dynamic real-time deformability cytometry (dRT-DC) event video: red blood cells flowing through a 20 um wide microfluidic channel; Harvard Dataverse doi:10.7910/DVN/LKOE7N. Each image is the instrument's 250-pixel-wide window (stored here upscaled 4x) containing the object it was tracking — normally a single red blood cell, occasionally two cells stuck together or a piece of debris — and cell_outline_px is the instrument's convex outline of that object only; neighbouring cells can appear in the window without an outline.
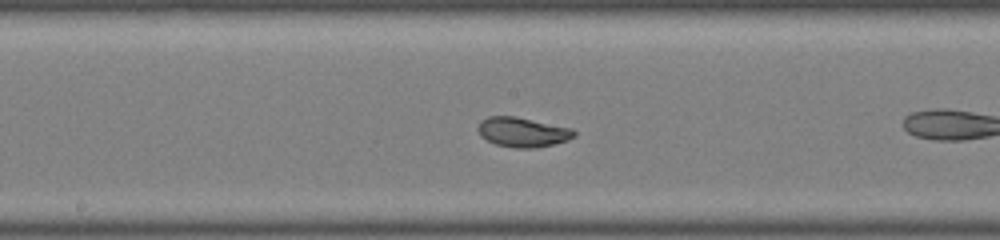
{"species": "common noctule bat (a hibernating species)", "species_latin": "Nyctalus noctula", "temperature_condition": "warm", "stored_images_in_passage": 27, "segment_of_instrument_passage": [1, 2], "camera_frame_rate_fps": 3000, "um_per_image_px": 0.085, "animal": {"sex": "male", "body_mass_g": 19.0, "forearm_length_mm": 50.8}, "frame": {"image": 1, "passage_image": 8, "time_ms": 2.333, "image_size_px": [1000, 240], "cell_outline_px": [[576, 136], [568, 140], [536, 148], [516, 148], [496, 144], [480, 136], [476, 128], [480, 120], [488, 116], [516, 116], [572, 128], [576, 132]], "centroid_in_image_um": [44.41, 11.22], "position_along_channel_um": 203.8, "area_um2": 16.76}}